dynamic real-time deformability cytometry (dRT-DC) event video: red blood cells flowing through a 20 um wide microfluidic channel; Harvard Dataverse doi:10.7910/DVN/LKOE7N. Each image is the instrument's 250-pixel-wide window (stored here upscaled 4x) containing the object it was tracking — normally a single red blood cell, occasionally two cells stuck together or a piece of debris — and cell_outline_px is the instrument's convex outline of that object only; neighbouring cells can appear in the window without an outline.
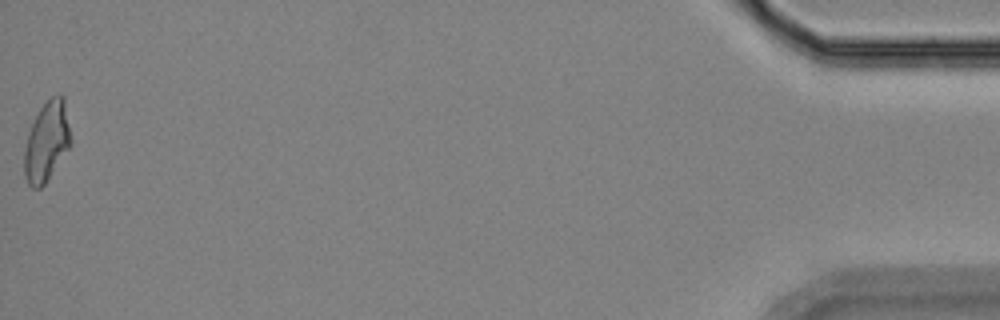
{"species": "Egyptian fruit bat (a non-hibernating species)", "species_latin": "Rousettus aegyptiacus", "temperature_condition": "room temperature", "stored_images_in_passage": 14, "camera_frame_rate_fps": 3000, "um_per_image_px": 0.085, "animal": {"sex": "female"}, "frame": {"image": 1, "passage_image": 14, "time_ms": 19.0, "image_size_px": [1000, 320], "cell_outline_px": [[72, 144], [44, 184], [40, 188], [32, 188], [28, 184], [24, 176], [24, 148], [28, 132], [40, 108], [52, 96], [60, 92], [64, 96], [72, 140]], "centroid_in_image_um": [3.98, 12.02], "position_along_channel_um": 431.2, "area_um2": 21.73}, "authors_computed_cell_mechanics": {"area_um2": 23.7269, "velocity_mm_per_s": 3.6026, "shape_relaxation_time_tau1_ms": null, "shape_relaxation_time_tau2_ms": 2.5276, "deformation_change_tau1": null, "deformation_change_tau2": 0.1045}}